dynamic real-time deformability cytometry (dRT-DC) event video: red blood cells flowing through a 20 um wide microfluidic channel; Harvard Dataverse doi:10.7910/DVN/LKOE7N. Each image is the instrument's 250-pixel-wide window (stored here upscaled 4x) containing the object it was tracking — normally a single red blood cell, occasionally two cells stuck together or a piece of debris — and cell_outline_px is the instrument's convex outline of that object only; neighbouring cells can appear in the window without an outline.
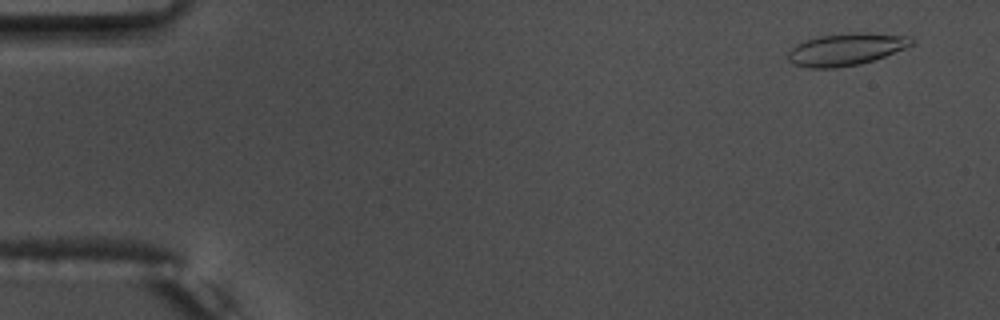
{"species": "common noctule bat (a hibernating species)", "species_latin": "Nyctalus noctula", "temperature_condition": "warm", "stored_images_in_passage": 55, "camera_frame_rate_fps": 3000, "um_per_image_px": 0.085, "animal": {"sex": "male", "body_mass_g": 17.5, "forearm_length_mm": 52.3}, "frame": {"image": 1, "passage_image": 4, "time_ms": 1.0, "image_size_px": [1000, 320], "cell_outline_px": [[916, 40], [912, 44], [904, 48], [884, 56], [860, 64], [836, 68], [808, 68], [792, 64], [788, 60], [788, 52], [796, 44], [804, 40], [820, 36], [864, 32], [912, 36]], "centroid_in_image_um": [71.91, 4.2], "position_along_channel_um": 13.1, "area_um2": 23.12}}
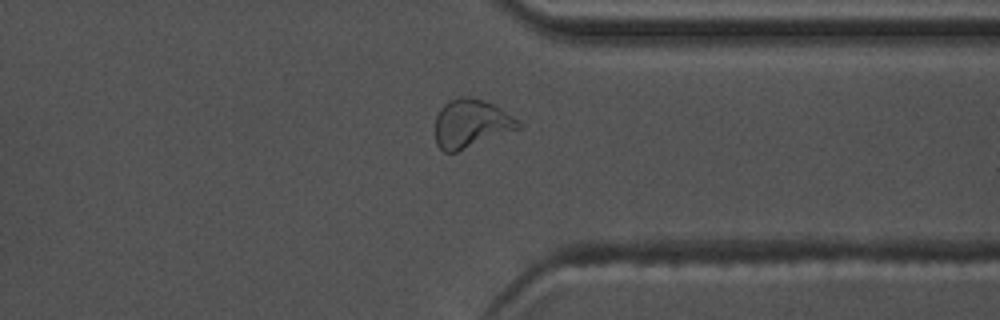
{"frame": {"image": 2, "passage_image": 43, "time_ms": 14.0, "image_size_px": [1000, 320], "cell_outline_px": [[520, 128], [456, 152], [444, 152], [436, 144], [436, 116], [440, 108], [448, 100], [460, 96], [464, 96], [484, 100], [500, 108], [512, 116], [520, 124]], "centroid_in_image_um": [39.99, 10.49], "position_along_channel_um": 371.4, "area_um2": 23.12}}
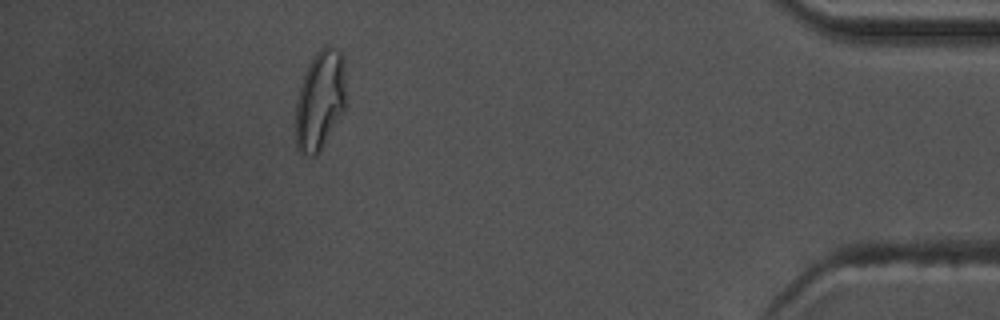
{"frame": {"image": 3, "passage_image": 50, "time_ms": 16.333, "image_size_px": [1000, 320], "cell_outline_px": [[344, 112], [320, 152], [316, 156], [312, 156], [300, 152], [296, 148], [296, 100], [304, 72], [312, 56], [320, 48], [328, 44], [340, 52], [344, 56]], "centroid_in_image_um": [27.19, 8.52], "position_along_channel_um": 408.0, "area_um2": 29.48}, "authors_computed_cell_mechanics": {"area_um2": 22.1952, "velocity_mm_per_s": 3.7316, "shape_relaxation_time_tau1_ms": 10.9619, "shape_relaxation_time_tau2_ms": 1.7888, "deformation_change_tau1": 0.2946, "deformation_change_tau2": 0.0967}}